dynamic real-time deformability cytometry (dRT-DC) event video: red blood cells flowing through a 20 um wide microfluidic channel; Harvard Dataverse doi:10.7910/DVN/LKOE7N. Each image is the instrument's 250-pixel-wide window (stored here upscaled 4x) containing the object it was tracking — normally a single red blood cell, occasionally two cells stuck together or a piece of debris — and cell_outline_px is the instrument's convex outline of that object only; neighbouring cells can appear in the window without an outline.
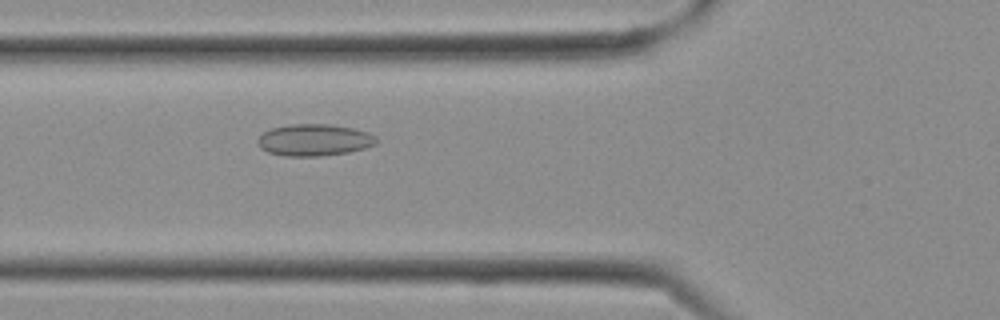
{"species": "Egyptian fruit bat (a non-hibernating species)", "species_latin": "Rousettus aegyptiacus", "temperature_condition": "cold", "stored_images_in_passage": 3, "camera_frame_rate_fps": 3000, "um_per_image_px": 0.085, "frame": {"image": 1, "passage_image": 3, "time_ms": 0.667, "image_size_px": [1000, 320], "cell_outline_px": [[380, 140], [376, 144], [364, 148], [348, 152], [320, 156], [284, 156], [268, 152], [260, 148], [256, 140], [264, 132], [272, 128], [292, 124], [328, 124], [352, 128], [368, 132], [376, 136]], "centroid_in_image_um": [26.72, 11.9], "position_along_channel_um": 99.1, "area_um2": 22.02}}